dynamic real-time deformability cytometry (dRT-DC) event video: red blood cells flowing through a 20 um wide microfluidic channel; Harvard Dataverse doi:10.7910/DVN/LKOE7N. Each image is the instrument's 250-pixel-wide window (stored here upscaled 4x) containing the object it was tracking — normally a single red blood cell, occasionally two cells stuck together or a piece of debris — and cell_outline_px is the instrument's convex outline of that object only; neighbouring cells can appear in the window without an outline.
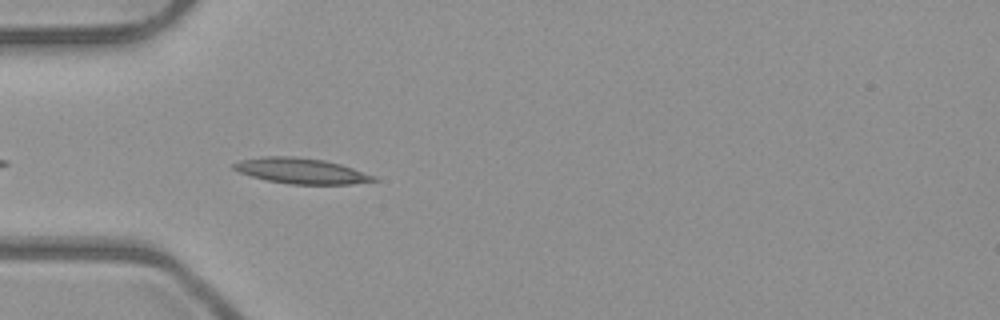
{"species": "common noctule bat (a hibernating species)", "species_latin": "Nyctalus noctula", "temperature_condition": "room temperature", "stored_images_in_passage": 6, "camera_frame_rate_fps": 3000, "um_per_image_px": 0.085, "animal": {"sex": "male", "body_mass_g": 23.1, "forearm_length_mm": 52.7}, "frame": {"image": 1, "passage_image": 3, "time_ms": 0.667, "image_size_px": [1000, 320], "cell_outline_px": [[380, 180], [348, 184], [292, 184], [268, 180], [252, 176], [240, 172], [232, 168], [232, 164], [240, 160], [264, 156], [292, 156], [324, 160], [340, 164], [376, 176]], "centroid_in_image_um": [25.6, 14.52], "position_along_channel_um": 59.4, "area_um2": 20.63}}